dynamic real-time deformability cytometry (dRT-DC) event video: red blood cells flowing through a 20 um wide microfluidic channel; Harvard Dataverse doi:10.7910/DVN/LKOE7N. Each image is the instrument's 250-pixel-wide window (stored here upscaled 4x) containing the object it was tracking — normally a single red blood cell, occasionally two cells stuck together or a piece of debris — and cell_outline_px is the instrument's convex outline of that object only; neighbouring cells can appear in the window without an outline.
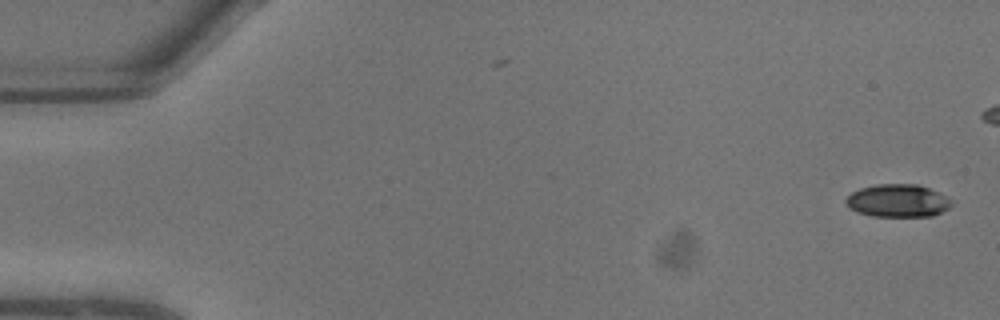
{"species": "common noctule bat (a hibernating species)", "species_latin": "Nyctalus noctula", "temperature_condition": "warm", "stored_images_in_passage": 8, "camera_frame_rate_fps": 3000, "um_per_image_px": 0.085, "animal": {"sex": "male", "body_mass_g": 13.3}, "frame": {"image": 1, "passage_image": 1, "time_ms": 0.0, "image_size_px": [1000, 320], "cell_outline_px": [[952, 204], [948, 208], [932, 216], [872, 216], [856, 212], [848, 208], [844, 200], [852, 192], [860, 188], [876, 184], [916, 184], [940, 192], [948, 196], [952, 200]], "centroid_in_image_um": [76.3, 17.06], "position_along_channel_um": 8.7, "area_um2": 20.35}}